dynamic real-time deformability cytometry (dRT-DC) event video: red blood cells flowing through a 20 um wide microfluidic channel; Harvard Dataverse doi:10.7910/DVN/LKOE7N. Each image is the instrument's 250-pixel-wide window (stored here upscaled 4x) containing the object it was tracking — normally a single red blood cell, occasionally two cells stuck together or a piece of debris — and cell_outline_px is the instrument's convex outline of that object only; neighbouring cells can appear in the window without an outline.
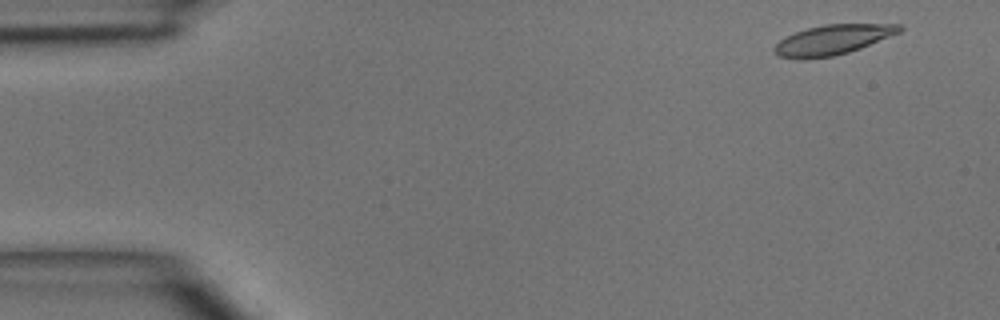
{"species": "common noctule bat (a hibernating species)", "species_latin": "Nyctalus noctula", "temperature_condition": "room temperature", "stored_images_in_passage": 6, "camera_frame_rate_fps": 3000, "um_per_image_px": 0.085, "animal": {"sex": "male", "body_mass_g": 15.6}, "frame": {"image": 1, "passage_image": 1, "time_ms": 0.0, "image_size_px": [1000, 320], "cell_outline_px": [[904, 28], [900, 32], [860, 48], [848, 52], [832, 56], [804, 60], [796, 60], [776, 56], [772, 48], [780, 40], [796, 32], [808, 28], [824, 24], [900, 24]], "centroid_in_image_um": [70.73, 3.4], "position_along_channel_um": 14.3, "area_um2": 21.85}}
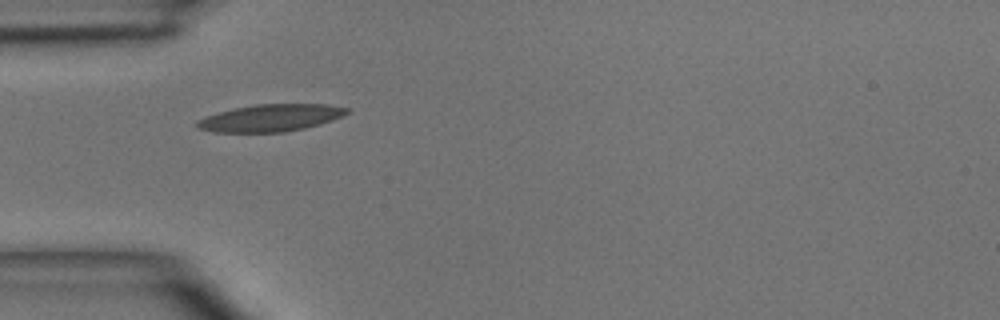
{"frame": {"image": 2, "passage_image": 4, "time_ms": 3.667, "image_size_px": [1000, 320], "cell_outline_px": [[352, 112], [332, 120], [304, 128], [284, 132], [212, 132], [196, 128], [196, 120], [216, 112], [256, 104], [324, 104], [348, 108]], "centroid_in_image_um": [22.97, 10.02], "position_along_channel_um": 62.0, "area_um2": 23.7}}
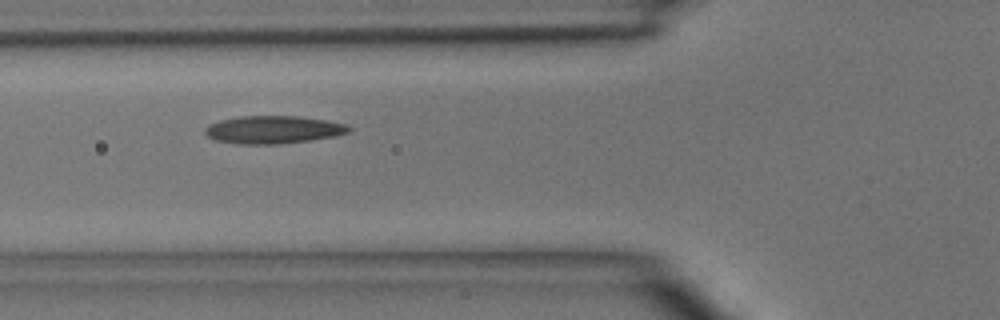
{"frame": {"image": 3, "passage_image": 5, "time_ms": 4.667, "image_size_px": [1000, 320], "cell_outline_px": [[352, 128], [348, 132], [336, 136], [280, 144], [240, 144], [216, 140], [208, 136], [204, 132], [204, 128], [208, 124], [220, 120], [240, 116], [296, 116], [324, 120], [348, 124]], "centroid_in_image_um": [23.21, 11.02], "position_along_channel_um": 102.6, "area_um2": 23.24}}